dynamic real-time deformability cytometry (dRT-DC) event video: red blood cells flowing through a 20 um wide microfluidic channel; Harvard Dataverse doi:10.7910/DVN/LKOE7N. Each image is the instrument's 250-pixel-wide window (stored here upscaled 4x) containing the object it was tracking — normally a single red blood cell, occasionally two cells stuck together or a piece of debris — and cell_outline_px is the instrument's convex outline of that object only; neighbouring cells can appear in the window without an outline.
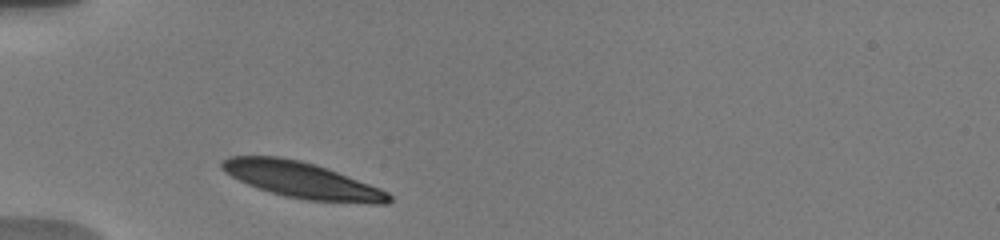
{"species": "human", "species_latin": "Homo sapiens", "temperature_condition": "warm", "stored_images_in_passage": 4, "camera_frame_rate_fps": 3000, "um_per_image_px": 0.085, "donor": {"sex": "male"}, "frame": {"image": 1, "passage_image": 1, "time_ms": 0.0, "image_size_px": [1000, 240], "cell_outline_px": [[392, 200], [388, 204], [372, 204], [308, 200], [288, 196], [272, 192], [248, 184], [224, 172], [220, 168], [220, 160], [228, 156], [280, 156], [300, 160], [316, 164], [328, 168], [380, 188], [388, 192], [392, 196]], "centroid_in_image_um": [25.69, 15.3], "position_along_channel_um": 59.3, "area_um2": 35.08}}
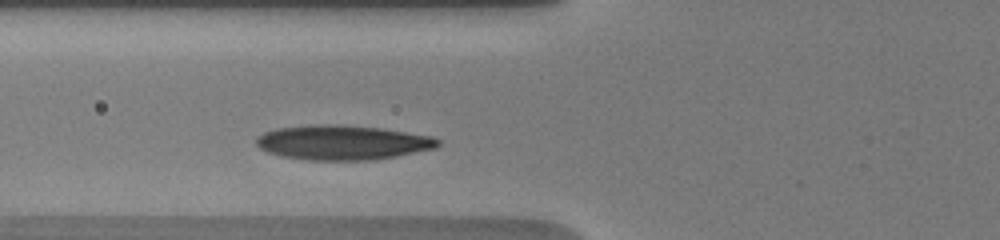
{"frame": {"image": 2, "passage_image": 4, "time_ms": 1.333, "image_size_px": [1000, 240], "cell_outline_px": [[440, 144], [436, 148], [376, 160], [308, 160], [280, 156], [268, 152], [260, 148], [256, 144], [256, 136], [264, 132], [276, 128], [312, 124], [336, 124], [380, 128], [432, 136], [440, 140]], "centroid_in_image_um": [29.09, 12.11], "position_along_channel_um": 96.7, "area_um2": 36.88}}